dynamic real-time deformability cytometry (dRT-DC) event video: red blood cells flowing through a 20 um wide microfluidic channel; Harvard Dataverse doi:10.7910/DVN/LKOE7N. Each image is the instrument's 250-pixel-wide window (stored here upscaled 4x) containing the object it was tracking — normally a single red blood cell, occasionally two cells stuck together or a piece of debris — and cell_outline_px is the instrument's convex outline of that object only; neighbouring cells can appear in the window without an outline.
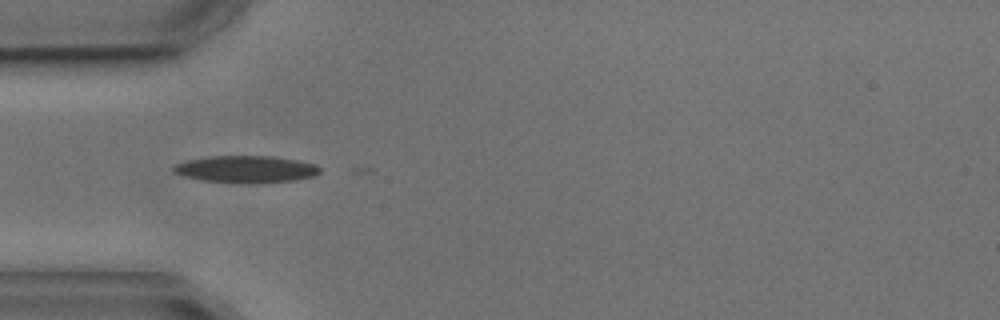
{"species": "common noctule bat (a hibernating species)", "species_latin": "Nyctalus noctula", "temperature_condition": "cold", "stored_images_in_passage": 6, "camera_frame_rate_fps": 3000, "um_per_image_px": 0.085, "animal": {"sex": "male", "body_mass_g": 17.9, "forearm_length_mm": 54.2}, "frame": {"image": 1, "passage_image": 5, "time_ms": 5.0, "image_size_px": [1000, 320], "cell_outline_px": [[320, 172], [312, 176], [296, 180], [204, 180], [184, 176], [172, 172], [172, 168], [176, 164], [188, 160], [212, 156], [272, 156], [296, 160], [316, 164], [320, 168]], "centroid_in_image_um": [20.9, 14.32], "position_along_channel_um": 64.1, "area_um2": 21.62}}